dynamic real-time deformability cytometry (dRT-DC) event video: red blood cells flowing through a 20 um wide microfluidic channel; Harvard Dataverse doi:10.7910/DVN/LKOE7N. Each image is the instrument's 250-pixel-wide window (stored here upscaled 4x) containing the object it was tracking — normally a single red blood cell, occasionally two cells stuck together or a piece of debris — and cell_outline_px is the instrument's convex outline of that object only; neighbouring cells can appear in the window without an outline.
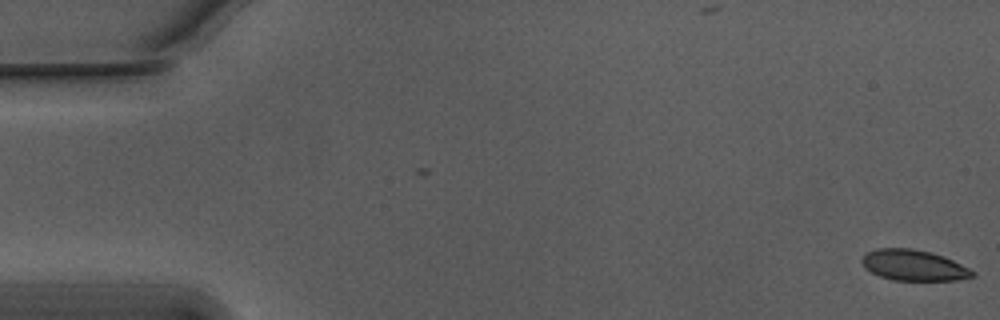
{"species": "Egyptian fruit bat (a non-hibernating species)", "species_latin": "Rousettus aegyptiacus", "temperature_condition": "warm", "stored_images_in_passage": 50, "camera_frame_rate_fps": 3000, "um_per_image_px": 0.085, "animal": {"sex": "male"}, "frame": {"image": 1, "passage_image": 1, "time_ms": 0.0, "image_size_px": [1000, 320], "cell_outline_px": [[976, 276], [956, 280], [892, 280], [880, 276], [864, 268], [860, 260], [864, 252], [876, 248], [912, 248], [932, 252], [944, 256], [976, 272]], "centroid_in_image_um": [77.62, 22.53], "position_along_channel_um": 7.4, "area_um2": 20.06}}
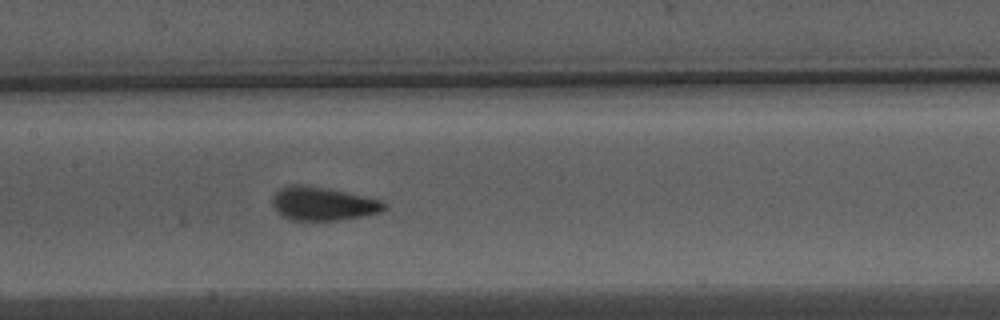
{"frame": {"image": 2, "passage_image": 27, "time_ms": 8.667, "image_size_px": [1000, 320], "cell_outline_px": [[388, 208], [380, 212], [364, 216], [336, 220], [292, 220], [276, 212], [272, 208], [272, 196], [280, 188], [288, 184], [300, 184], [328, 188], [364, 196], [380, 200], [388, 204]], "centroid_in_image_um": [27.43, 17.31], "position_along_channel_um": 180.0, "area_um2": 22.02}}
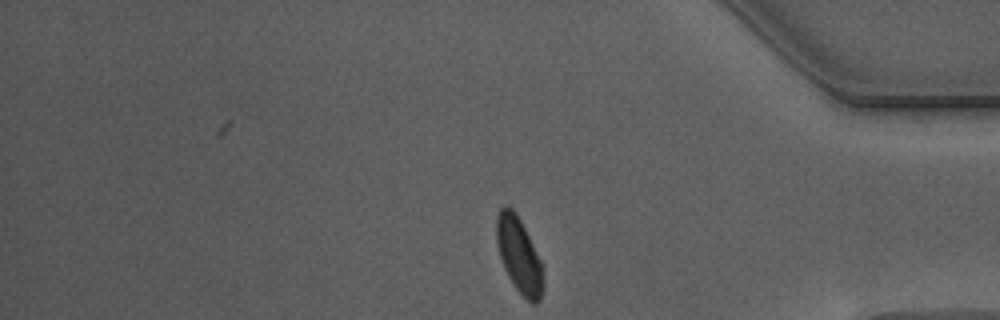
{"frame": {"image": 3, "passage_image": 46, "time_ms": 15.0, "image_size_px": [1000, 320], "cell_outline_px": [[544, 284], [540, 300], [536, 304], [532, 304], [516, 288], [508, 276], [504, 268], [496, 244], [496, 216], [500, 208], [504, 204], [512, 208], [516, 212], [544, 264]], "centroid_in_image_um": [44.14, 21.67], "position_along_channel_um": 391.1, "area_um2": 20.92}, "authors_computed_cell_mechanics": {"area_um2": 21.2415, "velocity_mm_per_s": 3.7417, "shape_relaxation_time_tau1_ms": 3.2579, "shape_relaxation_time_tau2_ms": null, "deformation_change_tau1": 0.1056, "deformation_change_tau2": null}}